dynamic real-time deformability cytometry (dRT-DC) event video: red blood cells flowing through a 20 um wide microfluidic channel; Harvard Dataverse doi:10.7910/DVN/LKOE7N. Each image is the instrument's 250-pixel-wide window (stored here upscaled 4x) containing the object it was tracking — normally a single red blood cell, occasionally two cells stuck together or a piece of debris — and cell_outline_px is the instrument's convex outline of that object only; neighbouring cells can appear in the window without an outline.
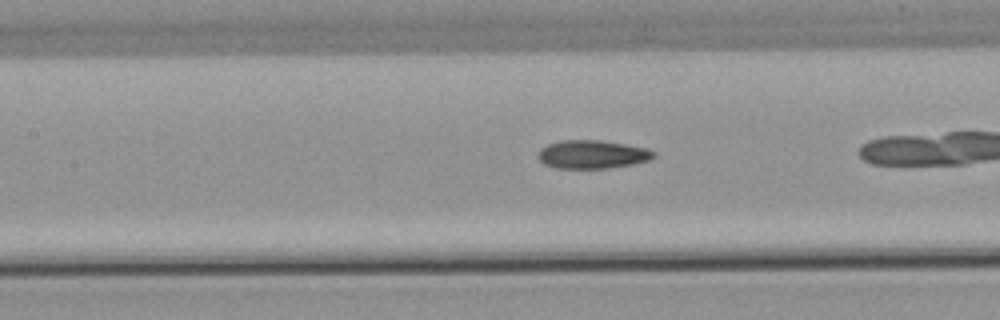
{"species": "common noctule bat (a hibernating species)", "species_latin": "Nyctalus noctula", "temperature_condition": "warm", "stored_images_in_passage": 25, "camera_frame_rate_fps": 3000, "um_per_image_px": 0.085, "animal": {"sex": "male", "body_mass_g": 21.5, "forearm_length_mm": 52.0}, "frame": {"image": 1, "passage_image": 8, "time_ms": 2.333, "image_size_px": [1000, 320], "cell_outline_px": [[656, 156], [648, 160], [632, 164], [604, 168], [556, 168], [544, 164], [536, 156], [540, 148], [548, 144], [560, 140], [600, 140], [648, 148], [656, 152]], "centroid_in_image_um": [50.32, 13.11], "position_along_channel_um": 157.1, "area_um2": 19.13}}
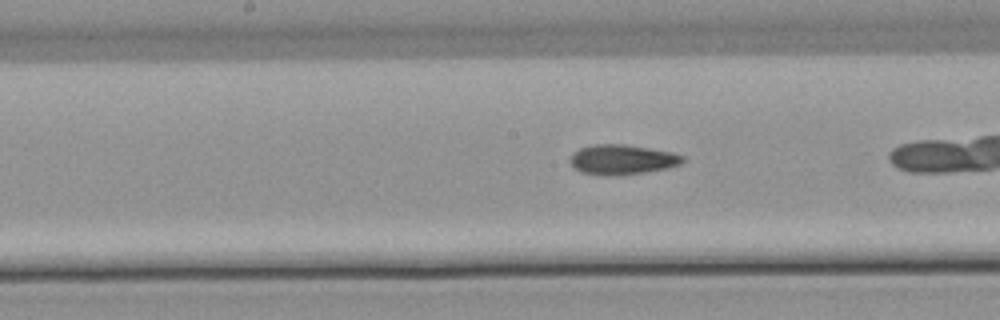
{"frame": {"image": 2, "passage_image": 11, "time_ms": 3.333, "image_size_px": [1000, 320], "cell_outline_px": [[684, 160], [680, 164], [668, 168], [640, 172], [608, 176], [580, 172], [572, 168], [568, 160], [572, 152], [580, 148], [592, 144], [624, 144], [672, 152], [684, 156]], "centroid_in_image_um": [52.81, 13.55], "position_along_channel_um": 195.4, "area_um2": 19.65}}